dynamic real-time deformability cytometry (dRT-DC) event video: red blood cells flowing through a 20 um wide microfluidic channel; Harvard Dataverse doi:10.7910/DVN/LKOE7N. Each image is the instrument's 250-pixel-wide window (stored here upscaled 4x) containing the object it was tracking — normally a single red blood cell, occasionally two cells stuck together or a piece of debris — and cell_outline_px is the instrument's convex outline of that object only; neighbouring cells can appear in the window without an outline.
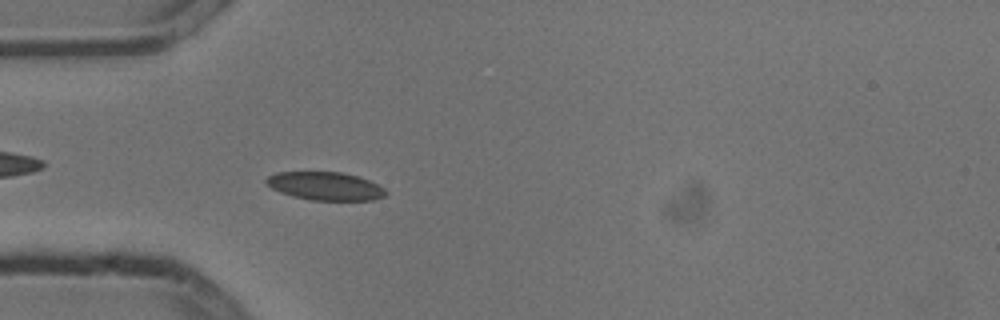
{"species": "common noctule bat (a hibernating species)", "species_latin": "Nyctalus noctula", "temperature_condition": "cold", "stored_images_in_passage": 3, "camera_frame_rate_fps": 3000, "um_per_image_px": 0.085, "animal": {"sex": "male", "body_mass_g": 13.3}, "frame": {"image": 1, "passage_image": 3, "time_ms": 0.667, "image_size_px": [1000, 320], "cell_outline_px": [[388, 196], [372, 200], [312, 200], [292, 196], [280, 192], [264, 184], [264, 180], [268, 176], [276, 172], [340, 172], [356, 176], [368, 180], [384, 188], [388, 192]], "centroid_in_image_um": [27.63, 15.82], "position_along_channel_um": 57.4, "area_um2": 19.71}}